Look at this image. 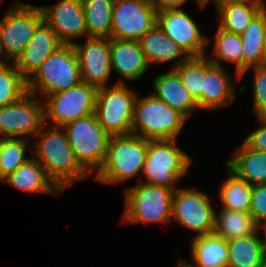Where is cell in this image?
<instances>
[{"label": "cell", "mask_w": 266, "mask_h": 267, "mask_svg": "<svg viewBox=\"0 0 266 267\" xmlns=\"http://www.w3.org/2000/svg\"><path fill=\"white\" fill-rule=\"evenodd\" d=\"M46 124L37 132V141L29 146L34 158L43 166L48 177L63 191L72 183L91 175L76 160L62 127ZM44 130V131H43Z\"/></svg>", "instance_id": "obj_1"}, {"label": "cell", "mask_w": 266, "mask_h": 267, "mask_svg": "<svg viewBox=\"0 0 266 267\" xmlns=\"http://www.w3.org/2000/svg\"><path fill=\"white\" fill-rule=\"evenodd\" d=\"M148 140L135 134L111 136L106 156L95 180L120 183L142 172L147 155Z\"/></svg>", "instance_id": "obj_2"}, {"label": "cell", "mask_w": 266, "mask_h": 267, "mask_svg": "<svg viewBox=\"0 0 266 267\" xmlns=\"http://www.w3.org/2000/svg\"><path fill=\"white\" fill-rule=\"evenodd\" d=\"M80 82L81 73L75 48L72 44H62L27 80V91L33 95H42L45 99L49 94L67 90Z\"/></svg>", "instance_id": "obj_3"}, {"label": "cell", "mask_w": 266, "mask_h": 267, "mask_svg": "<svg viewBox=\"0 0 266 267\" xmlns=\"http://www.w3.org/2000/svg\"><path fill=\"white\" fill-rule=\"evenodd\" d=\"M186 120L155 95L141 98L137 95L131 133L147 140H176Z\"/></svg>", "instance_id": "obj_4"}, {"label": "cell", "mask_w": 266, "mask_h": 267, "mask_svg": "<svg viewBox=\"0 0 266 267\" xmlns=\"http://www.w3.org/2000/svg\"><path fill=\"white\" fill-rule=\"evenodd\" d=\"M175 139L148 140L142 169L144 183L176 189L175 182L189 172L192 158L177 147Z\"/></svg>", "instance_id": "obj_5"}, {"label": "cell", "mask_w": 266, "mask_h": 267, "mask_svg": "<svg viewBox=\"0 0 266 267\" xmlns=\"http://www.w3.org/2000/svg\"><path fill=\"white\" fill-rule=\"evenodd\" d=\"M173 193V188L144 182L128 188L125 191L123 222L131 224L170 223Z\"/></svg>", "instance_id": "obj_6"}, {"label": "cell", "mask_w": 266, "mask_h": 267, "mask_svg": "<svg viewBox=\"0 0 266 267\" xmlns=\"http://www.w3.org/2000/svg\"><path fill=\"white\" fill-rule=\"evenodd\" d=\"M76 160L92 176L102 166L110 135L98 123L95 113L62 127Z\"/></svg>", "instance_id": "obj_7"}, {"label": "cell", "mask_w": 266, "mask_h": 267, "mask_svg": "<svg viewBox=\"0 0 266 267\" xmlns=\"http://www.w3.org/2000/svg\"><path fill=\"white\" fill-rule=\"evenodd\" d=\"M136 96L125 83L97 89L94 113L98 123L110 136L131 134Z\"/></svg>", "instance_id": "obj_8"}, {"label": "cell", "mask_w": 266, "mask_h": 267, "mask_svg": "<svg viewBox=\"0 0 266 267\" xmlns=\"http://www.w3.org/2000/svg\"><path fill=\"white\" fill-rule=\"evenodd\" d=\"M44 21L40 6L16 2L0 20V46L3 58L14 62Z\"/></svg>", "instance_id": "obj_9"}, {"label": "cell", "mask_w": 266, "mask_h": 267, "mask_svg": "<svg viewBox=\"0 0 266 267\" xmlns=\"http://www.w3.org/2000/svg\"><path fill=\"white\" fill-rule=\"evenodd\" d=\"M96 93L95 86L80 82L67 90L49 94L44 99L45 123L51 119V126L63 127L71 121L93 114Z\"/></svg>", "instance_id": "obj_10"}, {"label": "cell", "mask_w": 266, "mask_h": 267, "mask_svg": "<svg viewBox=\"0 0 266 267\" xmlns=\"http://www.w3.org/2000/svg\"><path fill=\"white\" fill-rule=\"evenodd\" d=\"M206 193L189 188H176L172 197L171 220L193 230L195 236L214 233L215 209Z\"/></svg>", "instance_id": "obj_11"}, {"label": "cell", "mask_w": 266, "mask_h": 267, "mask_svg": "<svg viewBox=\"0 0 266 267\" xmlns=\"http://www.w3.org/2000/svg\"><path fill=\"white\" fill-rule=\"evenodd\" d=\"M45 124L44 101L31 93L0 108V135L4 134L3 138L28 139L27 136H36Z\"/></svg>", "instance_id": "obj_12"}, {"label": "cell", "mask_w": 266, "mask_h": 267, "mask_svg": "<svg viewBox=\"0 0 266 267\" xmlns=\"http://www.w3.org/2000/svg\"><path fill=\"white\" fill-rule=\"evenodd\" d=\"M157 24V9L150 0H115L112 38L139 40Z\"/></svg>", "instance_id": "obj_13"}, {"label": "cell", "mask_w": 266, "mask_h": 267, "mask_svg": "<svg viewBox=\"0 0 266 267\" xmlns=\"http://www.w3.org/2000/svg\"><path fill=\"white\" fill-rule=\"evenodd\" d=\"M157 25L188 57L206 55L204 47L209 40L202 36L198 24L183 8L157 11Z\"/></svg>", "instance_id": "obj_14"}, {"label": "cell", "mask_w": 266, "mask_h": 267, "mask_svg": "<svg viewBox=\"0 0 266 267\" xmlns=\"http://www.w3.org/2000/svg\"><path fill=\"white\" fill-rule=\"evenodd\" d=\"M79 61L81 81L97 89L107 86L112 75L110 62V39L87 37L86 43L74 42Z\"/></svg>", "instance_id": "obj_15"}, {"label": "cell", "mask_w": 266, "mask_h": 267, "mask_svg": "<svg viewBox=\"0 0 266 267\" xmlns=\"http://www.w3.org/2000/svg\"><path fill=\"white\" fill-rule=\"evenodd\" d=\"M40 7L44 21L62 44L73 45L75 38L87 36L82 0H60L55 6Z\"/></svg>", "instance_id": "obj_16"}, {"label": "cell", "mask_w": 266, "mask_h": 267, "mask_svg": "<svg viewBox=\"0 0 266 267\" xmlns=\"http://www.w3.org/2000/svg\"><path fill=\"white\" fill-rule=\"evenodd\" d=\"M61 45L56 33L43 21L22 53L14 61L16 69L28 80L46 58Z\"/></svg>", "instance_id": "obj_17"}, {"label": "cell", "mask_w": 266, "mask_h": 267, "mask_svg": "<svg viewBox=\"0 0 266 267\" xmlns=\"http://www.w3.org/2000/svg\"><path fill=\"white\" fill-rule=\"evenodd\" d=\"M110 62L111 71L121 76L117 83L122 84L140 79L149 67L137 40L110 38Z\"/></svg>", "instance_id": "obj_18"}, {"label": "cell", "mask_w": 266, "mask_h": 267, "mask_svg": "<svg viewBox=\"0 0 266 267\" xmlns=\"http://www.w3.org/2000/svg\"><path fill=\"white\" fill-rule=\"evenodd\" d=\"M207 57L206 55V77L200 96V109L215 110L229 105L234 100L236 91L226 69L213 64Z\"/></svg>", "instance_id": "obj_19"}, {"label": "cell", "mask_w": 266, "mask_h": 267, "mask_svg": "<svg viewBox=\"0 0 266 267\" xmlns=\"http://www.w3.org/2000/svg\"><path fill=\"white\" fill-rule=\"evenodd\" d=\"M154 92L157 98L169 107L177 110L186 119L194 109L199 108L190 92L184 87L180 76L172 68L168 73L158 75L153 80Z\"/></svg>", "instance_id": "obj_20"}, {"label": "cell", "mask_w": 266, "mask_h": 267, "mask_svg": "<svg viewBox=\"0 0 266 267\" xmlns=\"http://www.w3.org/2000/svg\"><path fill=\"white\" fill-rule=\"evenodd\" d=\"M1 182L25 192H42L53 195L62 192L34 157L27 159L13 173L2 179Z\"/></svg>", "instance_id": "obj_21"}, {"label": "cell", "mask_w": 266, "mask_h": 267, "mask_svg": "<svg viewBox=\"0 0 266 267\" xmlns=\"http://www.w3.org/2000/svg\"><path fill=\"white\" fill-rule=\"evenodd\" d=\"M138 41L149 66L152 63L163 64L178 59L173 66L174 68L188 58L182 49L157 24Z\"/></svg>", "instance_id": "obj_22"}, {"label": "cell", "mask_w": 266, "mask_h": 267, "mask_svg": "<svg viewBox=\"0 0 266 267\" xmlns=\"http://www.w3.org/2000/svg\"><path fill=\"white\" fill-rule=\"evenodd\" d=\"M226 166L250 185L266 184V152L253 150L244 142L226 162Z\"/></svg>", "instance_id": "obj_23"}, {"label": "cell", "mask_w": 266, "mask_h": 267, "mask_svg": "<svg viewBox=\"0 0 266 267\" xmlns=\"http://www.w3.org/2000/svg\"><path fill=\"white\" fill-rule=\"evenodd\" d=\"M191 242L194 264L178 258L186 267H227V241L215 233L195 236Z\"/></svg>", "instance_id": "obj_24"}, {"label": "cell", "mask_w": 266, "mask_h": 267, "mask_svg": "<svg viewBox=\"0 0 266 267\" xmlns=\"http://www.w3.org/2000/svg\"><path fill=\"white\" fill-rule=\"evenodd\" d=\"M265 7L263 1L225 2L217 6L219 27L225 31L242 34L254 17Z\"/></svg>", "instance_id": "obj_25"}, {"label": "cell", "mask_w": 266, "mask_h": 267, "mask_svg": "<svg viewBox=\"0 0 266 267\" xmlns=\"http://www.w3.org/2000/svg\"><path fill=\"white\" fill-rule=\"evenodd\" d=\"M265 36L266 6L254 17L245 31L240 34L243 48V72L239 75V80L251 67L262 66Z\"/></svg>", "instance_id": "obj_26"}, {"label": "cell", "mask_w": 266, "mask_h": 267, "mask_svg": "<svg viewBox=\"0 0 266 267\" xmlns=\"http://www.w3.org/2000/svg\"><path fill=\"white\" fill-rule=\"evenodd\" d=\"M214 233L226 241L259 233V226L249 211L221 208L215 212Z\"/></svg>", "instance_id": "obj_27"}, {"label": "cell", "mask_w": 266, "mask_h": 267, "mask_svg": "<svg viewBox=\"0 0 266 267\" xmlns=\"http://www.w3.org/2000/svg\"><path fill=\"white\" fill-rule=\"evenodd\" d=\"M227 267H260L265 258L261 237L258 233L227 241Z\"/></svg>", "instance_id": "obj_28"}, {"label": "cell", "mask_w": 266, "mask_h": 267, "mask_svg": "<svg viewBox=\"0 0 266 267\" xmlns=\"http://www.w3.org/2000/svg\"><path fill=\"white\" fill-rule=\"evenodd\" d=\"M115 0H82L87 37L112 38V10Z\"/></svg>", "instance_id": "obj_29"}, {"label": "cell", "mask_w": 266, "mask_h": 267, "mask_svg": "<svg viewBox=\"0 0 266 267\" xmlns=\"http://www.w3.org/2000/svg\"><path fill=\"white\" fill-rule=\"evenodd\" d=\"M213 56L208 58L213 64L222 66L221 62L236 65V79L243 72V48L239 34H234L218 26L213 45Z\"/></svg>", "instance_id": "obj_30"}, {"label": "cell", "mask_w": 266, "mask_h": 267, "mask_svg": "<svg viewBox=\"0 0 266 267\" xmlns=\"http://www.w3.org/2000/svg\"><path fill=\"white\" fill-rule=\"evenodd\" d=\"M228 178L222 182L219 190L221 208L247 212L250 209L252 185L238 178L228 168Z\"/></svg>", "instance_id": "obj_31"}, {"label": "cell", "mask_w": 266, "mask_h": 267, "mask_svg": "<svg viewBox=\"0 0 266 267\" xmlns=\"http://www.w3.org/2000/svg\"><path fill=\"white\" fill-rule=\"evenodd\" d=\"M173 69L178 73L184 87L190 92L200 109V96L204 89V77H206V55L188 57Z\"/></svg>", "instance_id": "obj_32"}, {"label": "cell", "mask_w": 266, "mask_h": 267, "mask_svg": "<svg viewBox=\"0 0 266 267\" xmlns=\"http://www.w3.org/2000/svg\"><path fill=\"white\" fill-rule=\"evenodd\" d=\"M0 66V108L20 100L27 91V80L16 69L14 62Z\"/></svg>", "instance_id": "obj_33"}, {"label": "cell", "mask_w": 266, "mask_h": 267, "mask_svg": "<svg viewBox=\"0 0 266 267\" xmlns=\"http://www.w3.org/2000/svg\"><path fill=\"white\" fill-rule=\"evenodd\" d=\"M27 145L25 138L0 137V181L29 159L24 157Z\"/></svg>", "instance_id": "obj_34"}, {"label": "cell", "mask_w": 266, "mask_h": 267, "mask_svg": "<svg viewBox=\"0 0 266 267\" xmlns=\"http://www.w3.org/2000/svg\"><path fill=\"white\" fill-rule=\"evenodd\" d=\"M253 80V106L257 117L266 116V67L256 66Z\"/></svg>", "instance_id": "obj_35"}, {"label": "cell", "mask_w": 266, "mask_h": 267, "mask_svg": "<svg viewBox=\"0 0 266 267\" xmlns=\"http://www.w3.org/2000/svg\"><path fill=\"white\" fill-rule=\"evenodd\" d=\"M249 212L258 226L266 222V184L252 185Z\"/></svg>", "instance_id": "obj_36"}, {"label": "cell", "mask_w": 266, "mask_h": 267, "mask_svg": "<svg viewBox=\"0 0 266 267\" xmlns=\"http://www.w3.org/2000/svg\"><path fill=\"white\" fill-rule=\"evenodd\" d=\"M262 125L244 139V143L251 149L266 152V116H260Z\"/></svg>", "instance_id": "obj_37"}, {"label": "cell", "mask_w": 266, "mask_h": 267, "mask_svg": "<svg viewBox=\"0 0 266 267\" xmlns=\"http://www.w3.org/2000/svg\"><path fill=\"white\" fill-rule=\"evenodd\" d=\"M187 1L188 0H150L157 11L181 8L182 5Z\"/></svg>", "instance_id": "obj_38"}, {"label": "cell", "mask_w": 266, "mask_h": 267, "mask_svg": "<svg viewBox=\"0 0 266 267\" xmlns=\"http://www.w3.org/2000/svg\"><path fill=\"white\" fill-rule=\"evenodd\" d=\"M262 227H263V231L265 232L264 234V236L265 237H263V239L261 238V240H262V244H263V248H264V253H265V257H266V222H264V223H262L261 225H259V231H260V228L262 229Z\"/></svg>", "instance_id": "obj_39"}, {"label": "cell", "mask_w": 266, "mask_h": 267, "mask_svg": "<svg viewBox=\"0 0 266 267\" xmlns=\"http://www.w3.org/2000/svg\"><path fill=\"white\" fill-rule=\"evenodd\" d=\"M216 7L225 2H237V1H263V0H213Z\"/></svg>", "instance_id": "obj_40"}, {"label": "cell", "mask_w": 266, "mask_h": 267, "mask_svg": "<svg viewBox=\"0 0 266 267\" xmlns=\"http://www.w3.org/2000/svg\"><path fill=\"white\" fill-rule=\"evenodd\" d=\"M262 66L266 67V36L264 39V47H263V54H262Z\"/></svg>", "instance_id": "obj_41"}, {"label": "cell", "mask_w": 266, "mask_h": 267, "mask_svg": "<svg viewBox=\"0 0 266 267\" xmlns=\"http://www.w3.org/2000/svg\"><path fill=\"white\" fill-rule=\"evenodd\" d=\"M197 1V4H198V7H205L206 5H208L207 3H209L210 0H196Z\"/></svg>", "instance_id": "obj_42"}, {"label": "cell", "mask_w": 266, "mask_h": 267, "mask_svg": "<svg viewBox=\"0 0 266 267\" xmlns=\"http://www.w3.org/2000/svg\"><path fill=\"white\" fill-rule=\"evenodd\" d=\"M2 54H3V52H2L1 46H0V66L6 64L8 62V61L5 62L6 58H4V60H2L3 59V58H1Z\"/></svg>", "instance_id": "obj_43"}, {"label": "cell", "mask_w": 266, "mask_h": 267, "mask_svg": "<svg viewBox=\"0 0 266 267\" xmlns=\"http://www.w3.org/2000/svg\"><path fill=\"white\" fill-rule=\"evenodd\" d=\"M177 262H178L177 267H186L179 259Z\"/></svg>", "instance_id": "obj_44"}, {"label": "cell", "mask_w": 266, "mask_h": 267, "mask_svg": "<svg viewBox=\"0 0 266 267\" xmlns=\"http://www.w3.org/2000/svg\"><path fill=\"white\" fill-rule=\"evenodd\" d=\"M260 267H266V257L263 259Z\"/></svg>", "instance_id": "obj_45"}]
</instances>
